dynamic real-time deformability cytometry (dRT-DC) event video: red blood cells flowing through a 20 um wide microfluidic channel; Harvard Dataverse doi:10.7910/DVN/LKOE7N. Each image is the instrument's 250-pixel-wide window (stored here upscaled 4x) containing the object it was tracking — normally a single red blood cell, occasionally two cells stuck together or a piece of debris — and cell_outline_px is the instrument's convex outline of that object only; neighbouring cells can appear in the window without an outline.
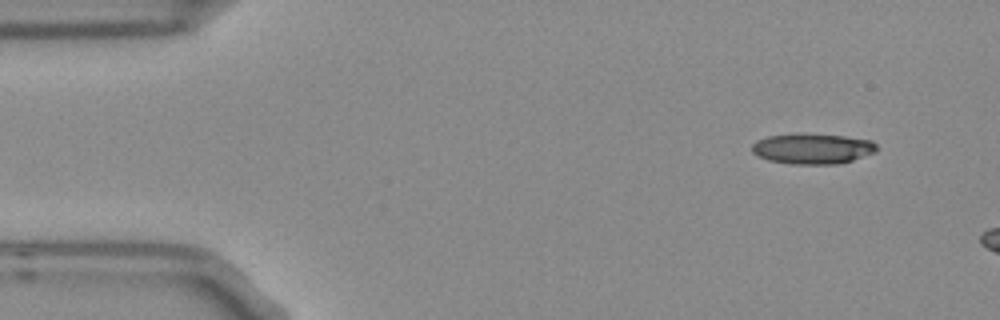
{"species": "Egyptian fruit bat (a non-hibernating species)", "species_latin": "Rousettus aegyptiacus", "temperature_condition": "room temperature", "stored_images_in_passage": 3, "camera_frame_rate_fps": 3000, "um_per_image_px": 0.085, "frame": {"image": 1, "passage_image": 1, "time_ms": 0.0, "image_size_px": [1000, 320], "cell_outline_px": [[876, 152], [852, 160], [836, 164], [792, 164], [768, 160], [752, 152], [752, 144], [756, 140], [768, 136], [844, 136], [872, 140], [876, 144]], "centroid_in_image_um": [69.09, 12.68], "position_along_channel_um": 15.9, "area_um2": 21.27}}